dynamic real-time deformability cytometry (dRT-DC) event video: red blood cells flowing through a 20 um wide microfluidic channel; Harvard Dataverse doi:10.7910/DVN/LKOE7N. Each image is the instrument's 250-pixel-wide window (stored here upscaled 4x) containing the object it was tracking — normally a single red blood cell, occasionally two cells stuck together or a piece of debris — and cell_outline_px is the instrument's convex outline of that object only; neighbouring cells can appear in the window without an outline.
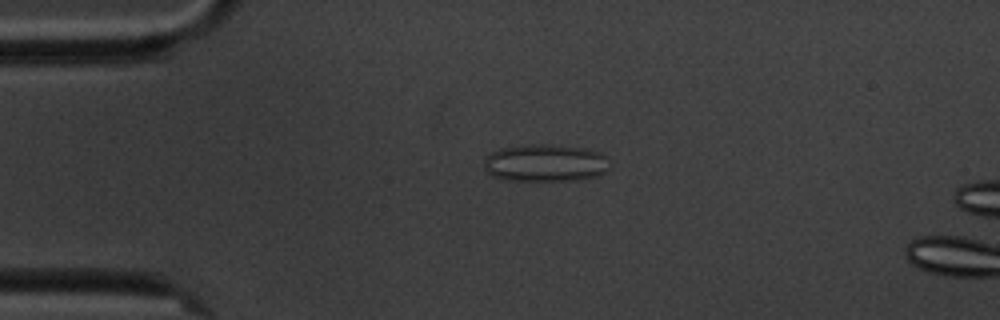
{"species": "common noctule bat (a hibernating species)", "species_latin": "Nyctalus noctula", "temperature_condition": "cold", "stored_images_in_passage": 5, "camera_frame_rate_fps": 3000, "um_per_image_px": 0.085, "animal": {"sex": "male", "body_mass_g": 20.1, "forearm_length_mm": 53.5}, "frame": {"image": 1, "passage_image": 4, "time_ms": 3.667, "image_size_px": [1000, 320], "cell_outline_px": [[604, 172], [596, 176], [584, 180], [504, 180], [492, 176], [484, 168], [484, 156], [500, 148], [528, 144], [548, 144], [584, 148], [600, 152], [604, 156]], "centroid_in_image_um": [46.25, 13.85], "position_along_channel_um": 38.7, "area_um2": 27.22}}